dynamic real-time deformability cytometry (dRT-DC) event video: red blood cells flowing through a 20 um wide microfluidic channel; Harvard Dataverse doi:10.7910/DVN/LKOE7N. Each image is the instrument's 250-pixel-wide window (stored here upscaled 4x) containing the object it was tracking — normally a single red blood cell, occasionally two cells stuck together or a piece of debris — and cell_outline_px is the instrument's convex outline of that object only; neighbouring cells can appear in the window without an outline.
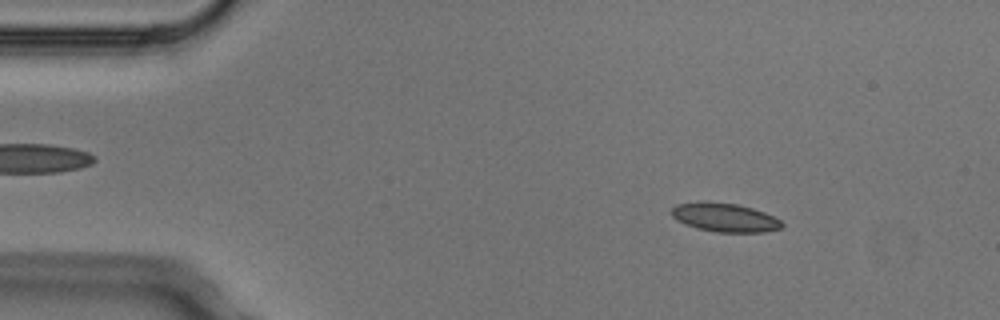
{"species": "Egyptian fruit bat (a non-hibernating species)", "species_latin": "Rousettus aegyptiacus", "temperature_condition": "cold", "stored_images_in_passage": 4, "camera_frame_rate_fps": 3000, "um_per_image_px": 0.085, "animal": {"sex": "male"}, "frame": {"image": 1, "passage_image": 2, "time_ms": 0.333, "image_size_px": [1000, 320], "cell_outline_px": [[784, 224], [780, 228], [764, 232], [716, 232], [696, 228], [684, 224], [676, 220], [672, 216], [672, 208], [676, 204], [700, 200], [704, 200], [736, 204], [752, 208], [764, 212], [780, 220]], "centroid_in_image_um": [61.55, 18.47], "position_along_channel_um": 23.4, "area_um2": 18.67}}